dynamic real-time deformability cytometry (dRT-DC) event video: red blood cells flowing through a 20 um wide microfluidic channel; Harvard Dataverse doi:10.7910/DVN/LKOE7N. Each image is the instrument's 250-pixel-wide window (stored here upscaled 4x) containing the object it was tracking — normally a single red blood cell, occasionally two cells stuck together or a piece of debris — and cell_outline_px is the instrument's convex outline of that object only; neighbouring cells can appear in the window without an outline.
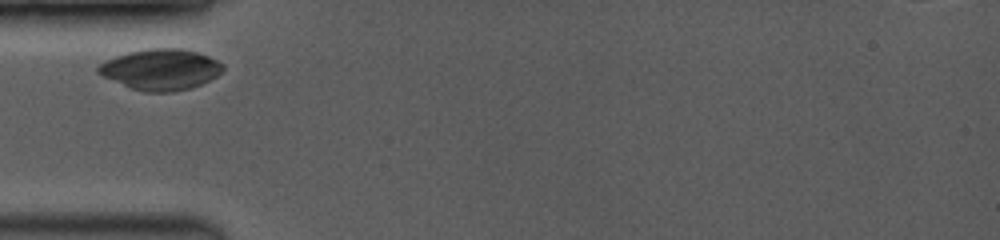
{"species": "common noctule bat (a hibernating species)", "species_latin": "Nyctalus noctula", "temperature_condition": "room temperature", "stored_images_in_passage": 5, "camera_frame_rate_fps": 3500, "um_per_image_px": 0.085, "animal": {"sex": "female", "body_mass_g": 19.0, "forearm_length_mm": 53.3}, "frame": {"image": 1, "passage_image": 1, "time_ms": 0.0, "image_size_px": [1000, 240], "cell_outline_px": [[224, 68], [216, 76], [200, 84], [188, 88], [172, 92], [148, 92], [132, 88], [100, 76], [96, 72], [96, 68], [104, 60], [128, 52], [148, 48], [184, 48], [208, 56], [224, 64]], "centroid_in_image_um": [13.62, 5.89], "position_along_channel_um": 71.4, "area_um2": 29.65}}
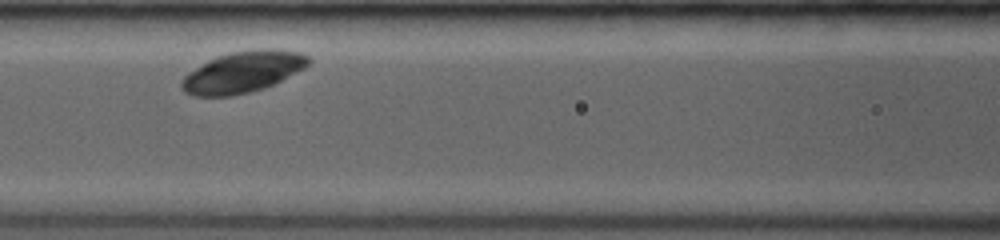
{"frame": {"image": 2, "passage_image": 3, "time_ms": 2.0, "image_size_px": [1000, 240], "cell_outline_px": [[312, 60], [304, 68], [264, 88], [252, 92], [232, 96], [192, 96], [184, 92], [180, 88], [180, 80], [188, 72], [208, 60], [216, 56], [228, 52], [252, 48], [276, 48], [300, 52], [308, 56]], "centroid_in_image_um": [20.61, 6.1], "position_along_channel_um": 146.0, "area_um2": 30.98}}
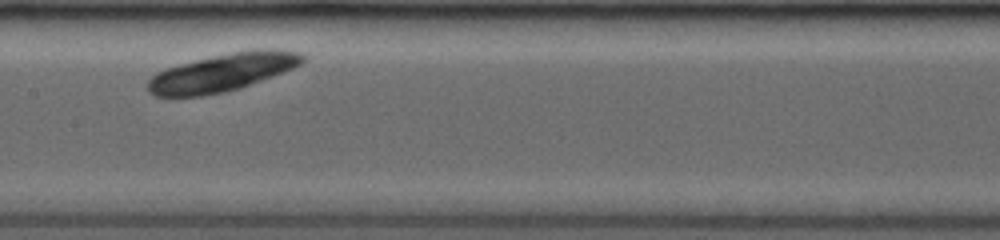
{"frame": {"image": 3, "passage_image": 4, "time_ms": 3.143, "image_size_px": [1000, 240], "cell_outline_px": [[304, 60], [300, 64], [284, 72], [240, 88], [224, 92], [204, 96], [156, 96], [148, 92], [144, 84], [156, 72], [180, 64], [196, 60], [232, 52], [256, 48], [276, 48], [300, 52], [304, 56]], "centroid_in_image_um": [18.91, 6.15], "position_along_channel_um": 188.5, "area_um2": 34.22}}